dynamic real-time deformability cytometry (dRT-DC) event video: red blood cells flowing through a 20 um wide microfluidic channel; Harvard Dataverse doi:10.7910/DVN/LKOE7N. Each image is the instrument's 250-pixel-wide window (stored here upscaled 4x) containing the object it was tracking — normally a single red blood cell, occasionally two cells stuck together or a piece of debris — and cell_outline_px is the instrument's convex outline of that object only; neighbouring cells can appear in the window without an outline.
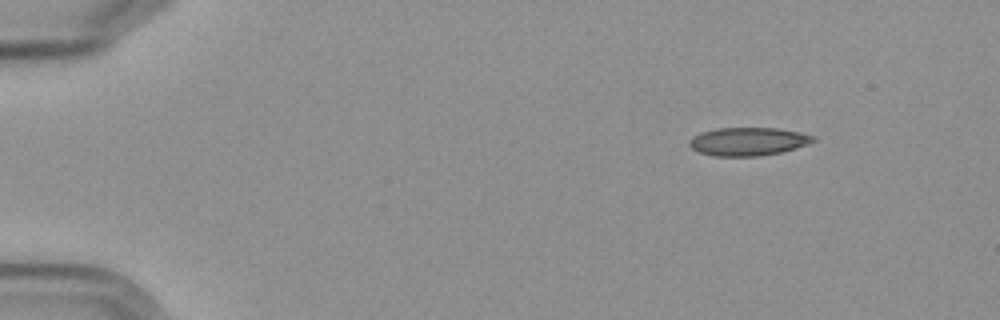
{"species": "Egyptian fruit bat (a non-hibernating species)", "species_latin": "Rousettus aegyptiacus", "temperature_condition": "cold", "stored_images_in_passage": 6, "segment_of_instrument_passage": [2, 2], "camera_frame_rate_fps": 3000, "um_per_image_px": 0.085, "frame": {"image": 1, "passage_image": 6, "time_ms": 7.0, "image_size_px": [1000, 320], "cell_outline_px": [[816, 140], [808, 144], [796, 148], [780, 152], [760, 156], [712, 156], [700, 152], [692, 148], [688, 144], [688, 140], [692, 136], [700, 132], [716, 128], [776, 128], [800, 132], [816, 136]], "centroid_in_image_um": [63.57, 12.02], "position_along_channel_um": 21.4, "area_um2": 20.52}}